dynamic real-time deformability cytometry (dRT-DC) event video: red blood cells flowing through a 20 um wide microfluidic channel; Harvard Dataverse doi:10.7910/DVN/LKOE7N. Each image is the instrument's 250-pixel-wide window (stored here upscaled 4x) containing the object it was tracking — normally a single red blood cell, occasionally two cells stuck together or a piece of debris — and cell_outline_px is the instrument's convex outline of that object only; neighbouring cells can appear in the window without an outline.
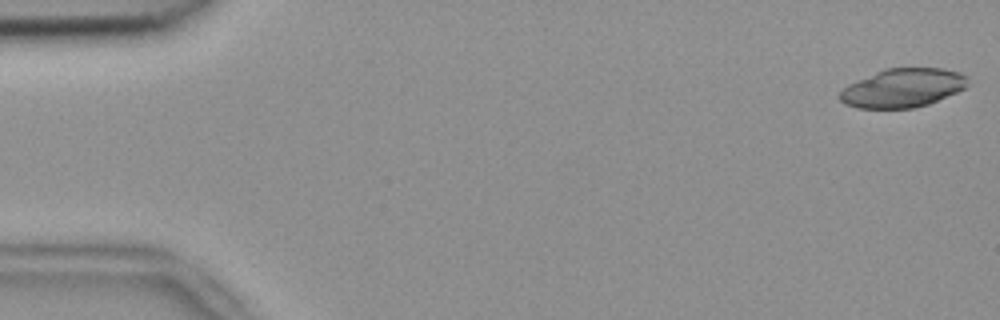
{"species": "common noctule bat (a hibernating species)", "species_latin": "Nyctalus noctula", "temperature_condition": "room temperature", "stored_images_in_passage": 8, "camera_frame_rate_fps": 3000, "um_per_image_px": 0.085, "animal": {"sex": "female", "body_mass_g": 18.4}, "frame": {"image": 1, "passage_image": 1, "time_ms": 0.0, "image_size_px": [1000, 320], "cell_outline_px": [[968, 84], [964, 88], [956, 92], [928, 104], [912, 108], [856, 108], [844, 104], [840, 100], [840, 92], [848, 84], [884, 68], [944, 68], [960, 72], [968, 76]], "centroid_in_image_um": [76.74, 7.47], "position_along_channel_um": 8.3, "area_um2": 28.9}}